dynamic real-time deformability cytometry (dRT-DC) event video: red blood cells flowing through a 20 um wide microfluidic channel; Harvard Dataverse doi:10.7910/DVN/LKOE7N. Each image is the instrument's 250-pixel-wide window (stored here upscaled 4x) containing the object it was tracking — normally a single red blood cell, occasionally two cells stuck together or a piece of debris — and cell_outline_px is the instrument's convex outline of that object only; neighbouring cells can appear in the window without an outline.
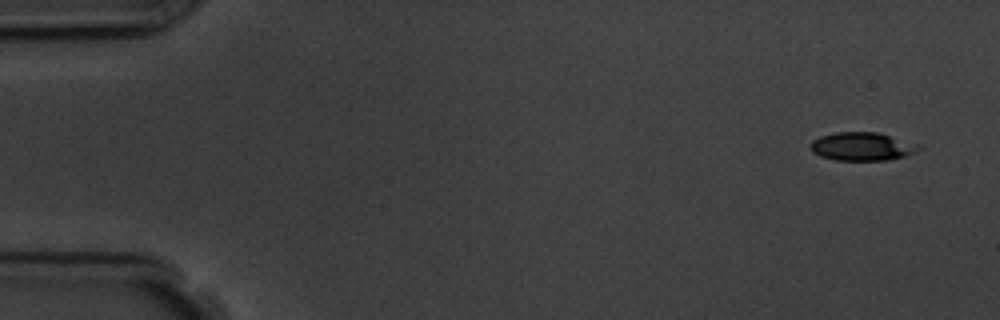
{"species": "common noctule bat (a hibernating species)", "species_latin": "Nyctalus noctula", "temperature_condition": "room temperature", "stored_images_in_passage": 5, "camera_frame_rate_fps": 3000, "um_per_image_px": 0.085, "animal": {"sex": "male", "body_mass_g": 19.5, "forearm_length_mm": 54.6}, "frame": {"image": 1, "passage_image": 1, "time_ms": 0.0, "image_size_px": [1000, 320], "cell_outline_px": [[924, 148], [916, 152], [904, 156], [888, 160], [836, 160], [820, 156], [812, 152], [812, 140], [820, 136], [836, 132], [880, 132], [920, 144]], "centroid_in_image_um": [73.34, 12.44], "position_along_channel_um": 11.7, "area_um2": 18.03}}
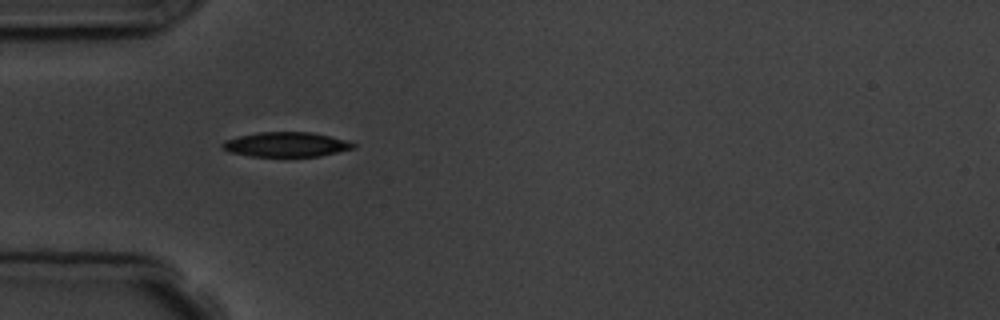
{"frame": {"image": 2, "passage_image": 5, "time_ms": 4.667, "image_size_px": [1000, 320], "cell_outline_px": [[356, 148], [320, 156], [248, 156], [228, 152], [220, 148], [220, 144], [224, 140], [256, 132], [312, 132], [348, 140], [356, 144]], "centroid_in_image_um": [24.31, 12.28], "position_along_channel_um": 60.7, "area_um2": 19.07}}